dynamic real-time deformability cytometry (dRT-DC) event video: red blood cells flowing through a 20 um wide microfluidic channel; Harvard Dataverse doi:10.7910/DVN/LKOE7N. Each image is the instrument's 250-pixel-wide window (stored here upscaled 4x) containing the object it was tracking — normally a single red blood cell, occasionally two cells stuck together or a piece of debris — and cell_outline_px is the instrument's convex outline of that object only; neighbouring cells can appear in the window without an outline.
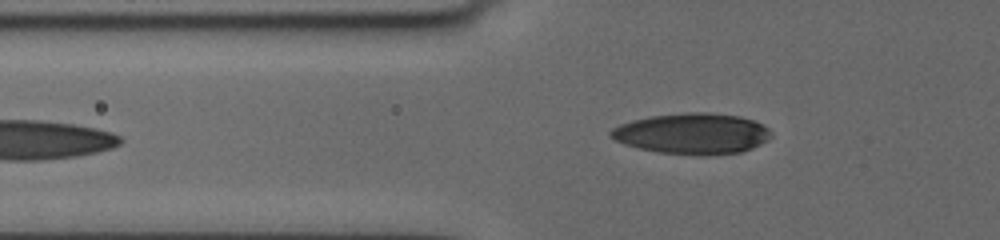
{"species": "human", "species_latin": "Homo sapiens", "temperature_condition": "cold", "stored_images_in_passage": 5, "camera_frame_rate_fps": 3000, "um_per_image_px": 0.085, "donor": {"sex": "female"}, "frame": {"image": 1, "passage_image": 5, "time_ms": 2.0, "image_size_px": [1000, 240], "cell_outline_px": [[772, 136], [760, 144], [752, 148], [740, 152], [704, 156], [656, 152], [624, 144], [616, 140], [608, 132], [612, 128], [620, 124], [632, 120], [652, 116], [684, 112], [708, 112], [740, 116], [752, 120], [768, 128], [772, 132]], "centroid_in_image_um": [58.85, 11.36], "position_along_channel_um": 67.0, "area_um2": 38.21}}